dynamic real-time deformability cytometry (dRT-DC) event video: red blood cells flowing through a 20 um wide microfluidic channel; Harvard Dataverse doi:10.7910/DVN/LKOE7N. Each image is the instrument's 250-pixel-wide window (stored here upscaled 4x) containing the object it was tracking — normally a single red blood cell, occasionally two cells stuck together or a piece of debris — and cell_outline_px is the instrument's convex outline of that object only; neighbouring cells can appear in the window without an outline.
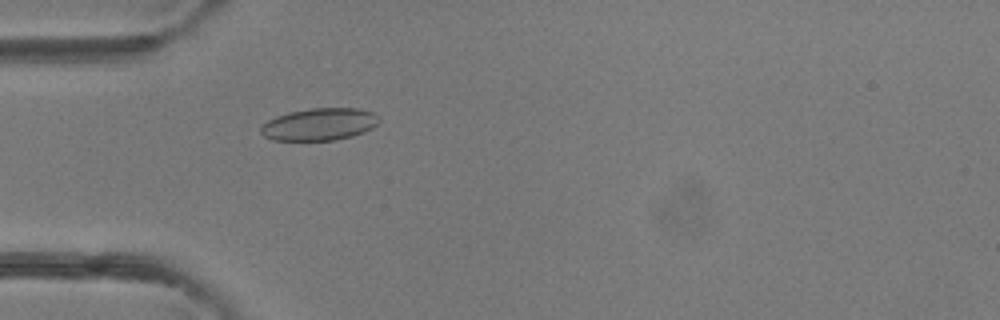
{"species": "common noctule bat (a hibernating species)", "species_latin": "Nyctalus noctula", "temperature_condition": "room temperature", "stored_images_in_passage": 4, "camera_frame_rate_fps": 3000, "um_per_image_px": 0.085, "animal": {"sex": "female"}, "frame": {"image": 1, "passage_image": 4, "time_ms": 3.333, "image_size_px": [1000, 320], "cell_outline_px": [[380, 120], [372, 128], [364, 132], [352, 136], [336, 140], [272, 140], [264, 136], [260, 132], [260, 128], [268, 120], [276, 116], [288, 112], [308, 108], [360, 108], [372, 112], [380, 116]], "centroid_in_image_um": [27.16, 10.55], "position_along_channel_um": 57.8, "area_um2": 22.37}}